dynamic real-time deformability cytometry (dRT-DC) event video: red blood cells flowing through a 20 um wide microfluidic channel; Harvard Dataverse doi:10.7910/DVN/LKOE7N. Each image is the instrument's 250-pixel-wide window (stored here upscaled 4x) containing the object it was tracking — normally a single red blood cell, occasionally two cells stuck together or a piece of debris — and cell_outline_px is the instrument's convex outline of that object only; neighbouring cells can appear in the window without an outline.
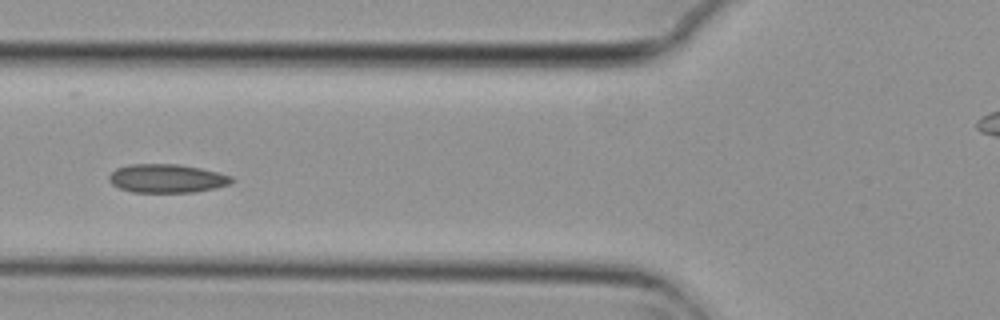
{"species": "common noctule bat (a hibernating species)", "species_latin": "Nyctalus noctula", "temperature_condition": "cold", "stored_images_in_passage": 5, "camera_frame_rate_fps": 3000, "um_per_image_px": 0.085, "animal": {"sex": "female", "body_mass_g": 29.2, "forearm_length_mm": 56.3}, "frame": {"image": 1, "passage_image": 5, "time_ms": 1.333, "image_size_px": [1000, 320], "cell_outline_px": [[236, 180], [228, 184], [216, 188], [192, 192], [132, 192], [120, 188], [112, 184], [108, 180], [108, 176], [116, 168], [128, 164], [176, 164], [200, 168], [232, 176]], "centroid_in_image_um": [14.17, 15.16], "position_along_channel_um": 111.6, "area_um2": 20.4}}